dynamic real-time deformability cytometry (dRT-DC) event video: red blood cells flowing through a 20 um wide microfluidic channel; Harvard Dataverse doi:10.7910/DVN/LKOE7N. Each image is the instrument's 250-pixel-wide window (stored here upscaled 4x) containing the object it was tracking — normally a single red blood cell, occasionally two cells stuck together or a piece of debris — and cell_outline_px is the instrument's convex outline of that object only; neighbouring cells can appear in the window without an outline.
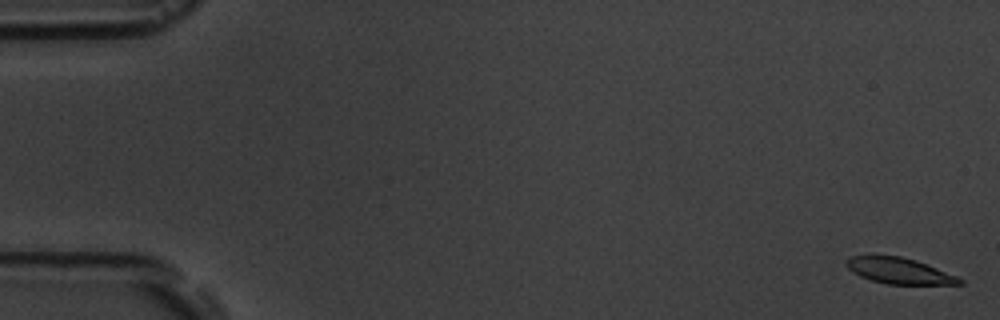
{"species": "common noctule bat (a hibernating species)", "species_latin": "Nyctalus noctula", "temperature_condition": "room temperature", "stored_images_in_passage": 8, "camera_frame_rate_fps": 3000, "um_per_image_px": 0.085, "animal": {"sex": "male", "body_mass_g": 19.5, "forearm_length_mm": 54.6}, "frame": {"image": 1, "passage_image": 1, "time_ms": 0.0, "image_size_px": [1000, 320], "cell_outline_px": [[964, 284], [888, 284], [872, 280], [860, 276], [852, 272], [844, 264], [844, 260], [852, 256], [868, 252], [872, 252], [900, 256], [916, 260], [956, 276], [964, 280]], "centroid_in_image_um": [76.32, 22.96], "position_along_channel_um": 8.7, "area_um2": 17.69}}
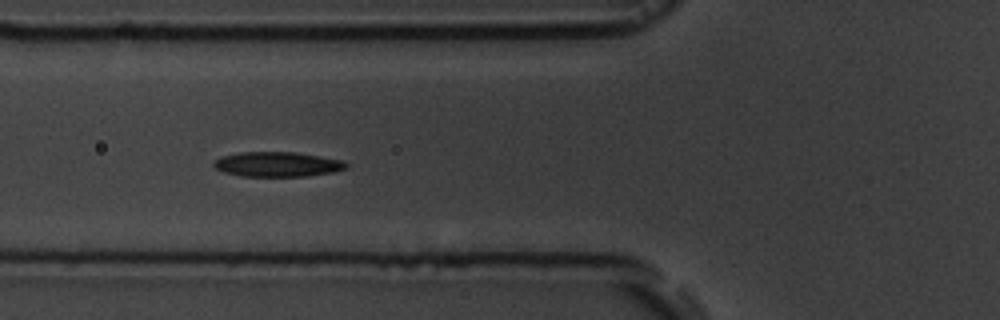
{"frame": {"image": 2, "passage_image": 6, "time_ms": 6.667, "image_size_px": [1000, 320], "cell_outline_px": [[348, 168], [332, 172], [304, 176], [240, 176], [224, 172], [216, 168], [212, 164], [216, 160], [224, 156], [240, 152], [296, 152], [340, 160], [348, 164]], "centroid_in_image_um": [23.57, 13.96], "position_along_channel_um": 102.2, "area_um2": 18.9}}
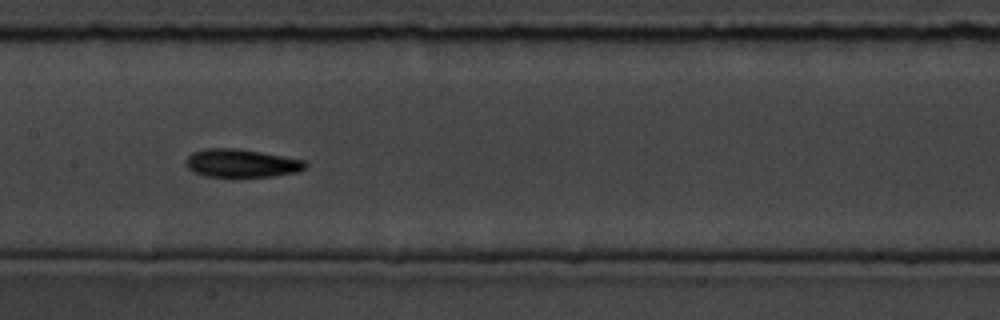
{"frame": {"image": 3, "passage_image": 8, "time_ms": 9.0, "image_size_px": [1000, 320], "cell_outline_px": [[308, 164], [304, 168], [296, 172], [276, 176], [232, 180], [204, 176], [188, 168], [184, 160], [192, 152], [204, 148], [236, 148], [260, 152], [304, 160]], "centroid_in_image_um": [20.48, 13.92], "position_along_channel_um": 186.9, "area_um2": 20.46}}